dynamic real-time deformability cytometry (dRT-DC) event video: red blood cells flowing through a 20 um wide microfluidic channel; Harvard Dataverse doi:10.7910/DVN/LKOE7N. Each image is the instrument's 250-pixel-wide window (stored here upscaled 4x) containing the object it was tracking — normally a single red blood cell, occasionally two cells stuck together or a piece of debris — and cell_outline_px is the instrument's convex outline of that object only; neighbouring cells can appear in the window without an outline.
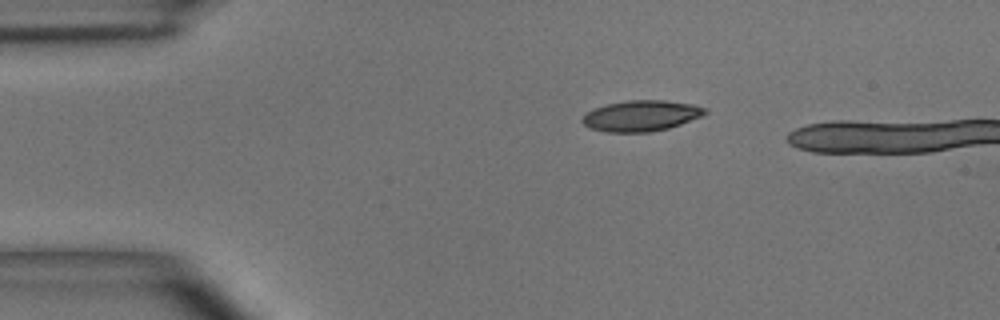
{"species": "common noctule bat (a hibernating species)", "species_latin": "Nyctalus noctula", "temperature_condition": "room temperature", "stored_images_in_passage": 2, "camera_frame_rate_fps": 3000, "um_per_image_px": 0.085, "animal": {"sex": "male", "body_mass_g": 15.6}, "frame": {"image": 1, "passage_image": 1, "time_ms": 0.0, "image_size_px": [1000, 320], "cell_outline_px": [[708, 112], [704, 116], [668, 128], [652, 132], [604, 132], [588, 128], [580, 120], [588, 112], [596, 108], [608, 104], [628, 100], [664, 100], [692, 104], [708, 108]], "centroid_in_image_um": [54.53, 9.85], "position_along_channel_um": 30.5, "area_um2": 22.14}}